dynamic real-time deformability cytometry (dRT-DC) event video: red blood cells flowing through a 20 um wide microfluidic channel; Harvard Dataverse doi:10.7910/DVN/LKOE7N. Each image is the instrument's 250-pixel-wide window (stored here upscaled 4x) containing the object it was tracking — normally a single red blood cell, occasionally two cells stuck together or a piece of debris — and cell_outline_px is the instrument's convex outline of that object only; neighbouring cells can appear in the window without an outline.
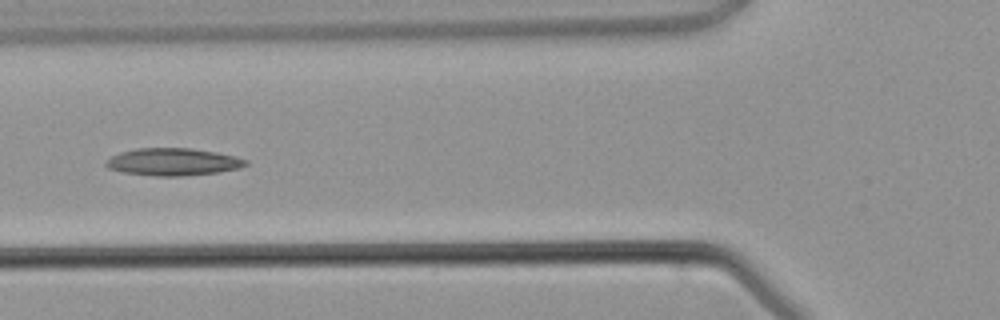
{"species": "common noctule bat (a hibernating species)", "species_latin": "Nyctalus noctula", "temperature_condition": "warm", "stored_images_in_passage": 4, "camera_frame_rate_fps": 3000, "um_per_image_px": 0.085, "animal": {"sex": "male", "body_mass_g": 21.5, "forearm_length_mm": 52.0}, "frame": {"image": 1, "passage_image": 4, "time_ms": 4.333, "image_size_px": [1000, 320], "cell_outline_px": [[248, 164], [240, 168], [220, 172], [180, 176], [156, 176], [124, 172], [108, 168], [104, 164], [104, 160], [120, 152], [136, 148], [192, 148], [216, 152], [236, 156], [248, 160]], "centroid_in_image_um": [14.72, 13.75], "position_along_channel_um": 111.1, "area_um2": 22.43}}